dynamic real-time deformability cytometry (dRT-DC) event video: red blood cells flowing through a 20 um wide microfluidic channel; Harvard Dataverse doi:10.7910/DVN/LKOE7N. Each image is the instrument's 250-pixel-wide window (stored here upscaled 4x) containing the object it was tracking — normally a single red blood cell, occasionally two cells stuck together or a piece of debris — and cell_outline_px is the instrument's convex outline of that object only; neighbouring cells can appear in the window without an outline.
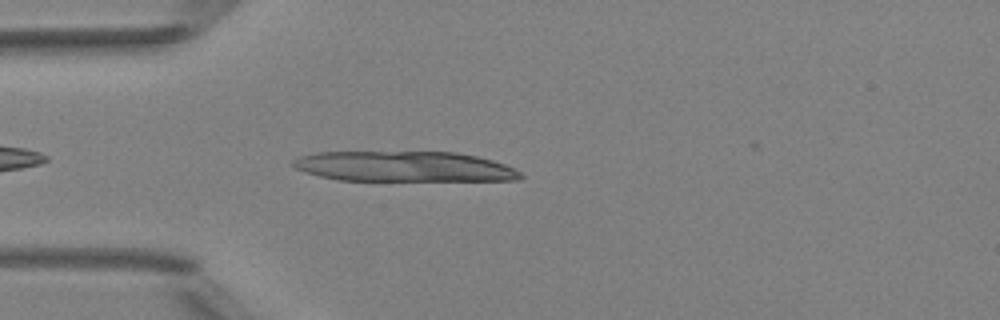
{"species": "Egyptian fruit bat (a non-hibernating species)", "species_latin": "Rousettus aegyptiacus", "temperature_condition": "room temperature", "stored_images_in_passage": 3, "camera_frame_rate_fps": 3000, "um_per_image_px": 0.085, "animal": {"sex": "female"}, "frame": {"image": 1, "passage_image": 3, "time_ms": 2.333, "image_size_px": [1000, 320], "cell_outline_px": [[524, 176], [520, 180], [336, 180], [304, 172], [296, 168], [292, 164], [292, 160], [300, 156], [316, 152], [456, 152], [476, 156], [492, 160], [504, 164], [520, 172]], "centroid_in_image_um": [34.33, 14.15], "position_along_channel_um": 50.7, "area_um2": 40.06}}